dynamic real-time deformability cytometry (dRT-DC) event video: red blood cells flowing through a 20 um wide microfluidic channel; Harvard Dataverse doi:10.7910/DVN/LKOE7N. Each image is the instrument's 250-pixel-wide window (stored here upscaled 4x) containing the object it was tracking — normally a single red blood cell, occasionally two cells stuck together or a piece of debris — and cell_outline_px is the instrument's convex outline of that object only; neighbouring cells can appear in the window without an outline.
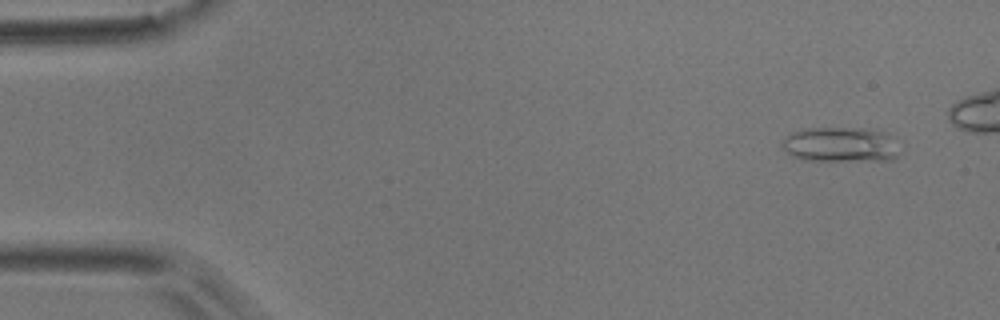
{"species": "common noctule bat (a hibernating species)", "species_latin": "Nyctalus noctula", "temperature_condition": "room temperature", "stored_images_in_passage": 4, "camera_frame_rate_fps": 3000, "um_per_image_px": 0.085, "animal": {"sex": "male", "body_mass_g": 17.9}, "frame": {"image": 1, "passage_image": 1, "time_ms": 0.0, "image_size_px": [1000, 320], "cell_outline_px": [[900, 152], [892, 160], [800, 160], [792, 156], [780, 148], [784, 136], [792, 132], [804, 128], [864, 128], [884, 132], [888, 136]], "centroid_in_image_um": [71.34, 12.29], "position_along_channel_um": 13.7, "area_um2": 23.93}}